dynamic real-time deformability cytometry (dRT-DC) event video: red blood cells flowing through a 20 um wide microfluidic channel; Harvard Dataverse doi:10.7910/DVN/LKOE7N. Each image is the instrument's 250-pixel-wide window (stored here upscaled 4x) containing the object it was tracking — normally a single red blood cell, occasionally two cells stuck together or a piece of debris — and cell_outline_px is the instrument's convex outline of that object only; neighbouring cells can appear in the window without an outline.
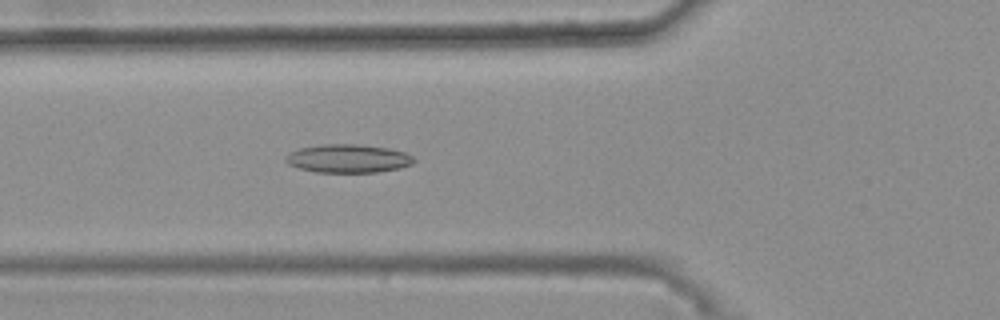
{"species": "common noctule bat (a hibernating species)", "species_latin": "Nyctalus noctula", "temperature_condition": "warm", "stored_images_in_passage": 48, "camera_frame_rate_fps": 3000, "um_per_image_px": 0.085, "animal": {"sex": "female", "body_mass_g": 25.1}, "frame": {"image": 1, "passage_image": 20, "time_ms": 6.333, "image_size_px": [1000, 320], "cell_outline_px": [[416, 160], [412, 164], [400, 168], [376, 172], [316, 172], [300, 168], [288, 164], [284, 160], [284, 156], [288, 152], [300, 148], [324, 144], [356, 144], [388, 148], [404, 152], [412, 156]], "centroid_in_image_um": [29.56, 13.47], "position_along_channel_um": 96.2, "area_um2": 21.21}}
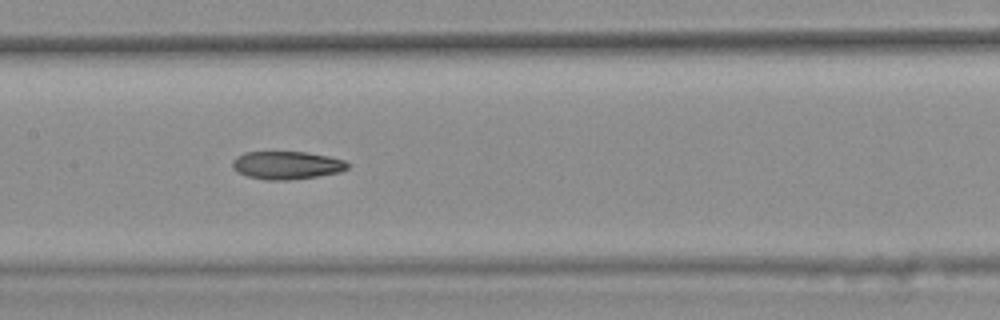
{"frame": {"image": 2, "passage_image": 27, "time_ms": 8.667, "image_size_px": [1000, 320], "cell_outline_px": [[352, 164], [348, 168], [340, 172], [316, 176], [288, 180], [268, 180], [248, 176], [232, 168], [232, 160], [236, 156], [244, 152], [308, 152], [328, 156], [344, 160]], "centroid_in_image_um": [24.39, 14.03], "position_along_channel_um": 183.0, "area_um2": 18.79}}
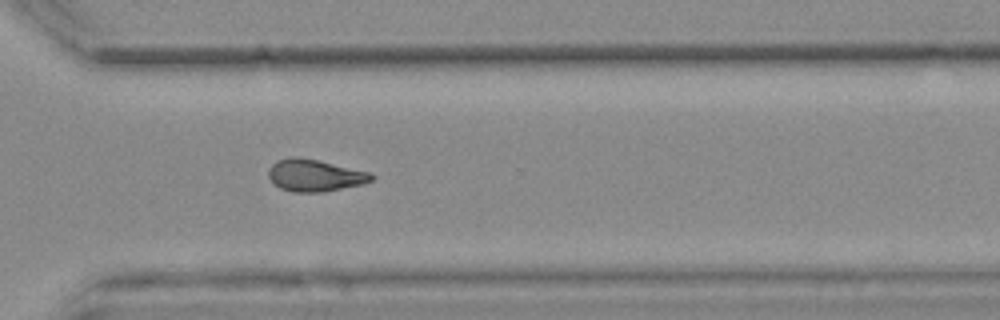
{"frame": {"image": 3, "passage_image": 40, "time_ms": 13.0, "image_size_px": [1000, 320], "cell_outline_px": [[376, 176], [372, 180], [364, 184], [324, 192], [292, 192], [280, 188], [268, 176], [268, 168], [276, 160], [288, 156], [296, 156], [316, 160], [372, 172]], "centroid_in_image_um": [26.77, 14.9], "position_along_channel_um": 343.8, "area_um2": 19.42}, "authors_computed_cell_mechanics": {"area_um2": 19.6231, "velocity_mm_per_s": 3.7083, "shape_relaxation_time_tau1_ms": null, "shape_relaxation_time_tau2_ms": 5.8979, "deformation_change_tau1": null, "deformation_change_tau2": 0.1453}}